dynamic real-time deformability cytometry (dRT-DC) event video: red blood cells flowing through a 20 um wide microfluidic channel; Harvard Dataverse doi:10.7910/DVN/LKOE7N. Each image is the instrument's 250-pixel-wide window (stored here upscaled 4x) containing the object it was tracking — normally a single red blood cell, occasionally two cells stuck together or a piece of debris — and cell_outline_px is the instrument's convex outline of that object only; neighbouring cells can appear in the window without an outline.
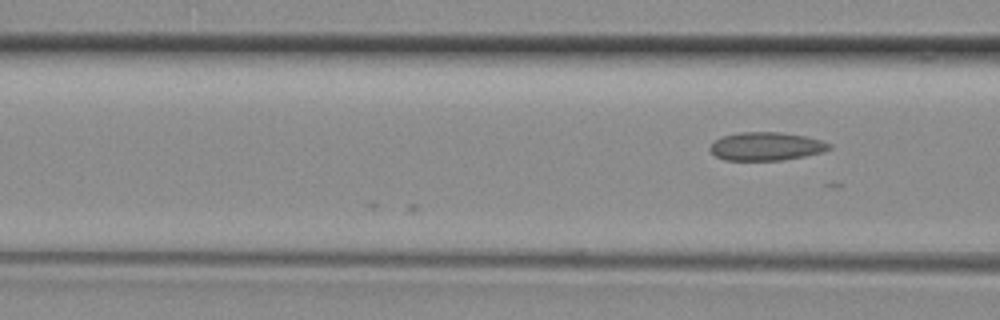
{"species": "common noctule bat (a hibernating species)", "species_latin": "Nyctalus noctula", "temperature_condition": "room temperature", "stored_images_in_passage": 14, "camera_frame_rate_fps": 3000, "um_per_image_px": 0.085, "animal": {"sex": "female", "body_mass_g": 29.2, "forearm_length_mm": 56.3}, "frame": {"image": 1, "passage_image": 14, "time_ms": 4.333, "image_size_px": [1000, 320], "cell_outline_px": [[832, 148], [824, 152], [804, 156], [780, 160], [724, 160], [716, 156], [708, 148], [716, 140], [724, 136], [740, 132], [780, 132], [804, 136], [820, 140], [832, 144]], "centroid_in_image_um": [65.15, 12.44], "position_along_channel_um": 101.5, "area_um2": 19.54}}